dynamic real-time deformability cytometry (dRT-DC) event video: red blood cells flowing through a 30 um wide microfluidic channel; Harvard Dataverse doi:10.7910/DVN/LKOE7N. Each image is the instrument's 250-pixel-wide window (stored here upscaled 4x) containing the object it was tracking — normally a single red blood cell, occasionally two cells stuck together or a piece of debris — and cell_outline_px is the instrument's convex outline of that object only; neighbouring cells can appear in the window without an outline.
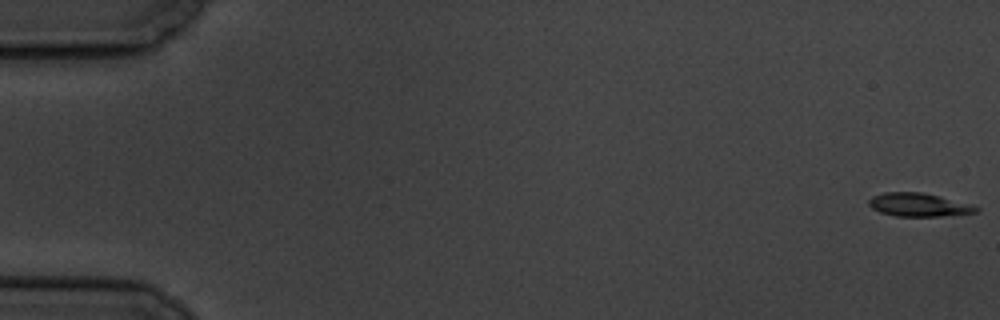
{"species": "common noctule bat (a hibernating species)", "species_latin": "Nyctalus noctula", "temperature_condition": "cold", "stored_images_in_passage": 5, "camera_frame_rate_fps": 3000, "um_per_image_px": 0.085, "animal": {"sex": "male", "body_mass_g": 19.5, "forearm_length_mm": 54.6}, "frame": {"image": 1, "passage_image": 1, "time_ms": 0.0, "image_size_px": [1000, 320], "cell_outline_px": [[980, 208], [976, 212], [940, 216], [896, 216], [880, 212], [872, 208], [868, 204], [868, 200], [872, 196], [884, 192], [920, 192], [940, 196], [972, 204]], "centroid_in_image_um": [78.07, 17.4], "position_along_channel_um": 6.9, "area_um2": 14.57}}
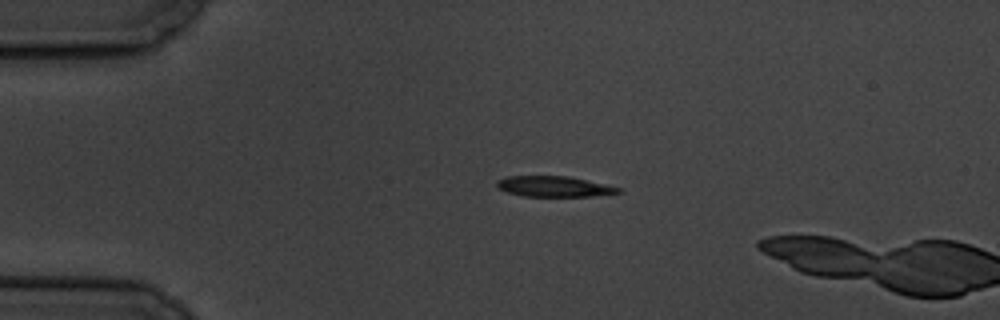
{"frame": {"image": 2, "passage_image": 4, "time_ms": 4.333, "image_size_px": [1000, 320], "cell_outline_px": [[624, 192], [592, 196], [524, 196], [508, 192], [496, 188], [496, 180], [508, 176], [568, 176], [624, 188]], "centroid_in_image_um": [47.12, 15.85], "position_along_channel_um": 37.9, "area_um2": 14.68}}